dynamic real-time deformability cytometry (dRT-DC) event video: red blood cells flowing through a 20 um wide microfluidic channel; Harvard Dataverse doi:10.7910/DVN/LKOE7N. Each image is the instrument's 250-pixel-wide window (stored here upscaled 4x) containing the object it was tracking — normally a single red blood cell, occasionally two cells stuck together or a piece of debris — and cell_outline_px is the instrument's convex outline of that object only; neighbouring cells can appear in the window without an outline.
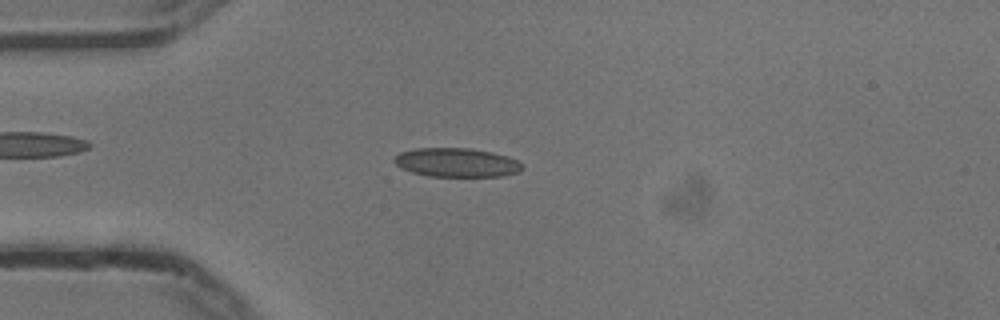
{"species": "common noctule bat (a hibernating species)", "species_latin": "Nyctalus noctula", "temperature_condition": "cold", "stored_images_in_passage": 52, "camera_frame_rate_fps": 3000, "um_per_image_px": 0.085, "animal": {"sex": "male", "body_mass_g": 13.3}, "frame": {"image": 1, "passage_image": 12, "time_ms": 3.667, "image_size_px": [1000, 320], "cell_outline_px": [[524, 168], [520, 172], [500, 176], [428, 176], [412, 172], [400, 168], [392, 160], [400, 152], [416, 148], [468, 148], [492, 152], [508, 156], [516, 160]], "centroid_in_image_um": [38.8, 13.81], "position_along_channel_um": 46.2, "area_um2": 21.56}}
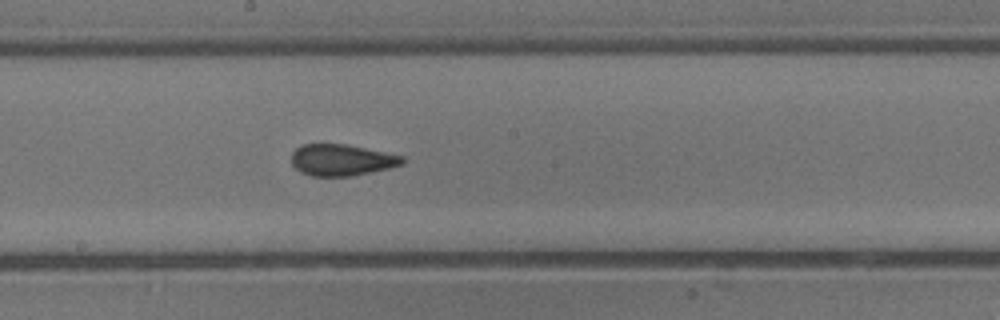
{"frame": {"image": 2, "passage_image": 27, "time_ms": 8.667, "image_size_px": [1000, 320], "cell_outline_px": [[404, 164], [388, 168], [352, 176], [312, 176], [300, 172], [292, 164], [292, 152], [296, 148], [304, 144], [344, 144], [404, 156]], "centroid_in_image_um": [29.02, 13.6], "position_along_channel_um": 219.2, "area_um2": 20.17}}
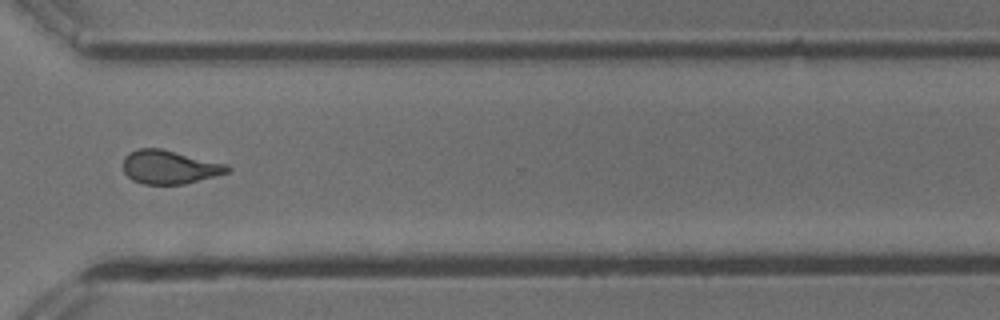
{"frame": {"image": 3, "passage_image": 38, "time_ms": 12.333, "image_size_px": [1000, 320], "cell_outline_px": [[232, 168], [228, 172], [184, 184], [144, 184], [132, 180], [124, 172], [124, 156], [128, 152], [140, 148], [160, 148], [228, 164]], "centroid_in_image_um": [14.4, 14.19], "position_along_channel_um": 356.2, "area_um2": 20.35}, "authors_computed_cell_mechanics": {"area_um2": 20.7213, "velocity_mm_per_s": 3.7477, "shape_relaxation_time_tau1_ms": 11.136, "shape_relaxation_time_tau2_ms": 0.8218, "deformation_change_tau1": 0.1982, "deformation_change_tau2": 0.0578}}